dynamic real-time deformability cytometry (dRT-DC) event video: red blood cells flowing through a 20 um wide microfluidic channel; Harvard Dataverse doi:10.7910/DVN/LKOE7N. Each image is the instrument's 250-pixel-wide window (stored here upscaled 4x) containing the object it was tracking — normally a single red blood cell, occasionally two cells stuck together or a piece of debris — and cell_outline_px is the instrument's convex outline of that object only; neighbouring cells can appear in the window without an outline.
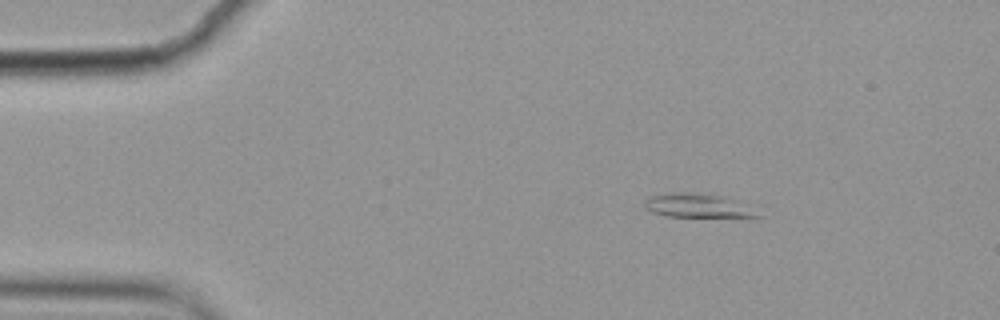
{"species": "common noctule bat (a hibernating species)", "species_latin": "Nyctalus noctula", "temperature_condition": "cold", "stored_images_in_passage": 4, "camera_frame_rate_fps": 3000, "um_per_image_px": 0.085, "animal": {"sex": "female", "body_mass_g": 19.9}, "frame": {"image": 1, "passage_image": 2, "time_ms": 0.333, "image_size_px": [1000, 320], "cell_outline_px": [[764, 216], [668, 216], [652, 212], [644, 204], [644, 200], [648, 196], [672, 192], [696, 192], [720, 196], [732, 200]], "centroid_in_image_um": [59.14, 17.45], "position_along_channel_um": 25.9, "area_um2": 15.03}}